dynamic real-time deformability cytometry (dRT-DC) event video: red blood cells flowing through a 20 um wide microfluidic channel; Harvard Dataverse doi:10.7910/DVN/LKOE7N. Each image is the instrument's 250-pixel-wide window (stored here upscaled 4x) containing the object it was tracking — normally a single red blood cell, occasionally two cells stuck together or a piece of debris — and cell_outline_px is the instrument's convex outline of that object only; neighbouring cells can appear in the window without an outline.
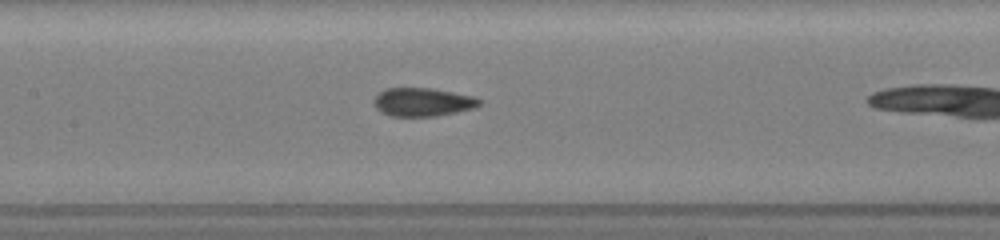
{"species": "common noctule bat (a hibernating species)", "species_latin": "Nyctalus noctula", "temperature_condition": "room temperature", "stored_images_in_passage": 18, "camera_frame_rate_fps": 3000, "um_per_image_px": 0.085, "animal": {"sex": "female", "body_mass_g": 19.5, "forearm_length_mm": 54.1}, "frame": {"image": 1, "passage_image": 13, "time_ms": 6.0, "image_size_px": [1000, 240], "cell_outline_px": [[480, 104], [472, 108], [456, 112], [436, 116], [392, 116], [380, 112], [372, 104], [372, 100], [384, 88], [432, 88], [472, 96], [480, 100]], "centroid_in_image_um": [35.85, 8.67], "position_along_channel_um": 171.5, "area_um2": 17.4}}